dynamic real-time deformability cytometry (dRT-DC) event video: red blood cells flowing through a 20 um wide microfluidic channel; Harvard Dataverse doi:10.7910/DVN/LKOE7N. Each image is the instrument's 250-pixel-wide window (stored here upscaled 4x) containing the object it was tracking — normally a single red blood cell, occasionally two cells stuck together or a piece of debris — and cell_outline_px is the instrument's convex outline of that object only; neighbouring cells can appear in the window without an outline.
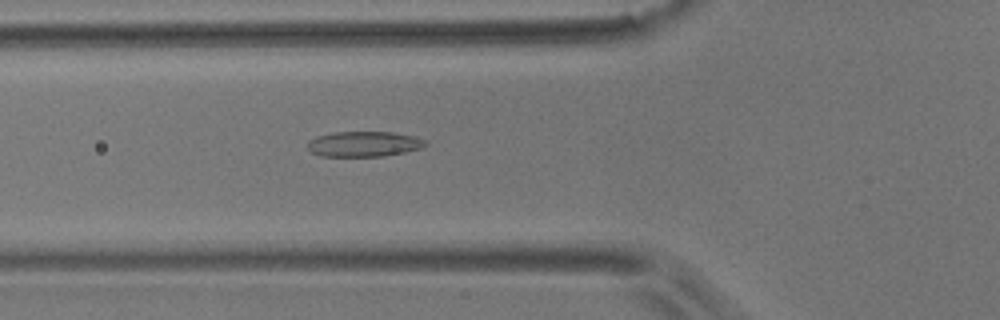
{"species": "common noctule bat (a hibernating species)", "species_latin": "Nyctalus noctula", "temperature_condition": "room temperature", "stored_images_in_passage": 3, "camera_frame_rate_fps": 3000, "um_per_image_px": 0.085, "animal": {"sex": "male", "body_mass_g": 17.9}, "frame": {"image": 1, "passage_image": 3, "time_ms": 2.333, "image_size_px": [1000, 320], "cell_outline_px": [[428, 144], [420, 148], [404, 152], [384, 156], [320, 156], [312, 152], [308, 148], [308, 140], [316, 136], [336, 132], [392, 132], [416, 136], [428, 140]], "centroid_in_image_um": [30.96, 12.23], "position_along_channel_um": 94.8, "area_um2": 17.46}}